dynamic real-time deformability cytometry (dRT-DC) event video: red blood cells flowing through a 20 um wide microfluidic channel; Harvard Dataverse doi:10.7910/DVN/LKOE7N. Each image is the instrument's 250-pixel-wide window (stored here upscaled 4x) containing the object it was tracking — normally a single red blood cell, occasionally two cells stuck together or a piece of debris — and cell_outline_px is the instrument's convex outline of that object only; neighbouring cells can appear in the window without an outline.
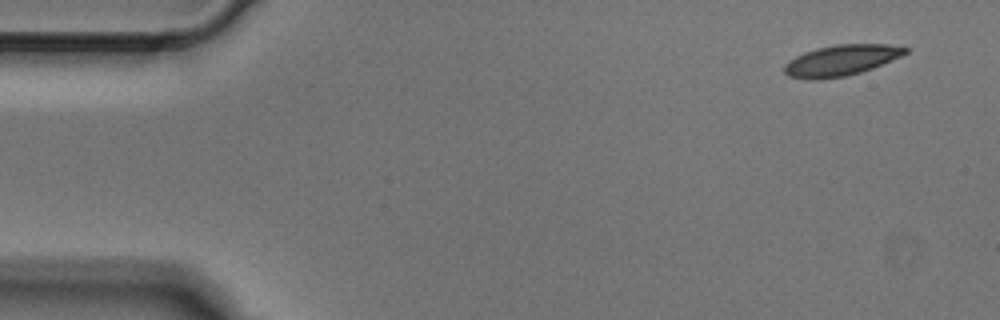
{"species": "Egyptian fruit bat (a non-hibernating species)", "species_latin": "Rousettus aegyptiacus", "temperature_condition": "cold", "stored_images_in_passage": 3, "camera_frame_rate_fps": 3000, "um_per_image_px": 0.085, "animal": {"sex": "male"}, "frame": {"image": 1, "passage_image": 1, "time_ms": 0.0, "image_size_px": [1000, 320], "cell_outline_px": [[908, 52], [900, 56], [872, 68], [848, 76], [816, 80], [808, 80], [788, 76], [784, 72], [784, 64], [796, 56], [804, 52], [816, 48], [836, 44], [888, 44], [908, 48]], "centroid_in_image_um": [71.45, 5.13], "position_along_channel_um": 13.5, "area_um2": 21.73}}
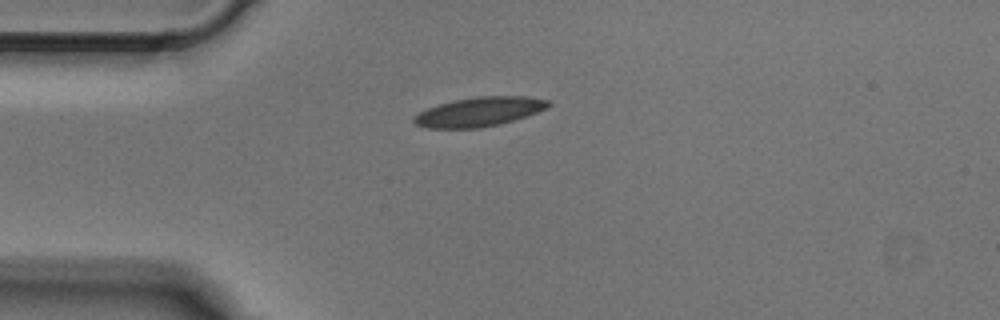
{"frame": {"image": 2, "passage_image": 3, "time_ms": 0.667, "image_size_px": [1000, 320], "cell_outline_px": [[552, 104], [528, 116], [500, 124], [480, 128], [428, 128], [416, 124], [412, 120], [412, 116], [428, 108], [440, 104], [456, 100], [476, 96], [528, 96], [552, 100]], "centroid_in_image_um": [40.77, 9.5], "position_along_channel_um": 44.2, "area_um2": 22.95}}